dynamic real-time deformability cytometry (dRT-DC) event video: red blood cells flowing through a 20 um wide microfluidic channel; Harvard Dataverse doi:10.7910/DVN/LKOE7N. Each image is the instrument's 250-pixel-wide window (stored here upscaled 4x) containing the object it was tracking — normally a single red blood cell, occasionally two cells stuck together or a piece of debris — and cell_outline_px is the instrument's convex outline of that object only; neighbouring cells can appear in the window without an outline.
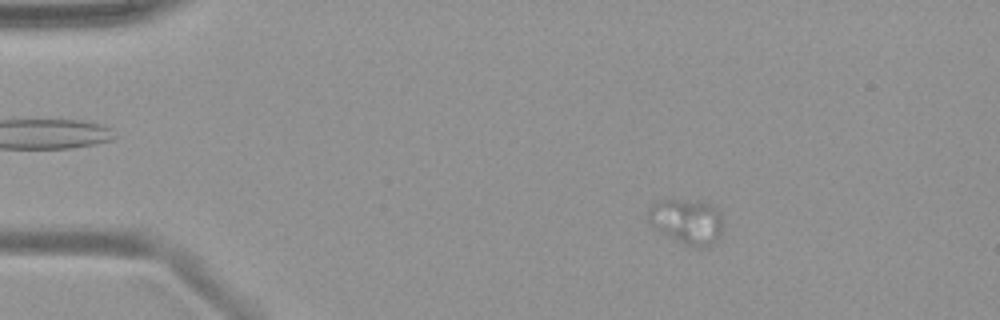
{"species": "common noctule bat (a hibernating species)", "species_latin": "Nyctalus noctula", "temperature_condition": "warm", "stored_images_in_passage": 52, "camera_frame_rate_fps": 3000, "um_per_image_px": 0.085, "animal": {"sex": "female", "body_mass_g": 19.9}, "frame": {"image": 1, "passage_image": 9, "time_ms": 2.667, "image_size_px": [1000, 320], "cell_outline_px": [[724, 220], [720, 240], [716, 244], [708, 248], [696, 248], [684, 244], [652, 228], [648, 224], [648, 208], [656, 200], [700, 200], [720, 208]], "centroid_in_image_um": [58.44, 18.84], "position_along_channel_um": 26.6, "area_um2": 20.75}}
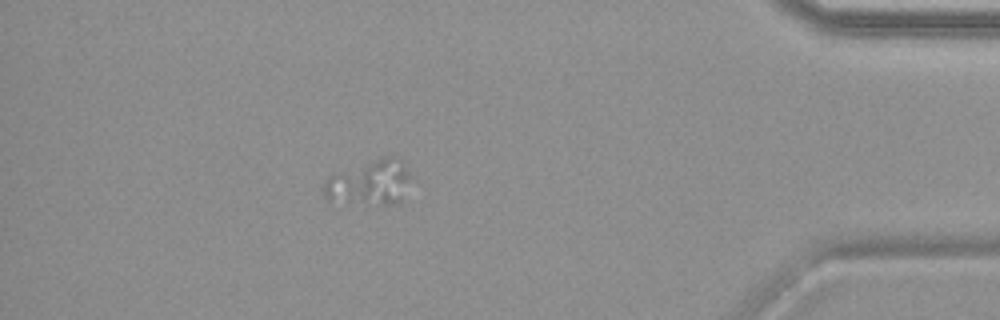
{"frame": {"image": 2, "passage_image": 46, "time_ms": 15.0, "image_size_px": [1000, 320], "cell_outline_px": [[412, 176], [400, 204], [380, 204], [328, 200], [324, 196], [324, 180], [328, 176], [380, 156], [396, 156], [404, 160]], "centroid_in_image_um": [31.48, 15.48], "position_along_channel_um": 403.7, "area_um2": 23.18}}